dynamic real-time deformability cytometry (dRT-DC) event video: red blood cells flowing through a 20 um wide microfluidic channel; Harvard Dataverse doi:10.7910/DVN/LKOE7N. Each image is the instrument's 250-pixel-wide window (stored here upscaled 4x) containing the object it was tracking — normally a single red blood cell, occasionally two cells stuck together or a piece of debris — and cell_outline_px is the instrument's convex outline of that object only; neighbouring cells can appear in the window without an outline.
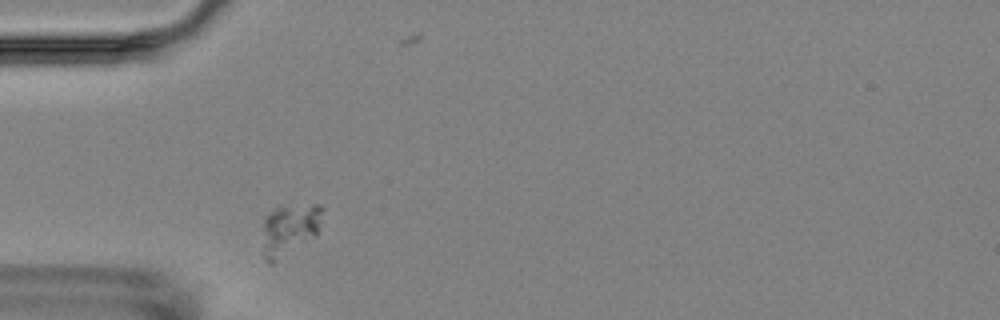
{"species": "Egyptian fruit bat (a non-hibernating species)", "species_latin": "Rousettus aegyptiacus", "temperature_condition": "room temperature", "stored_images_in_passage": 3, "camera_frame_rate_fps": 3000, "um_per_image_px": 0.085, "animal": {"sex": "female"}, "frame": {"image": 1, "passage_image": 1, "time_ms": 0.0, "image_size_px": [1000, 320], "cell_outline_px": [[324, 208], [316, 236], [272, 264], [268, 264], [264, 260], [264, 220], [276, 204], [320, 204]], "centroid_in_image_um": [24.62, 19.45], "position_along_channel_um": 60.4, "area_um2": 18.32}}